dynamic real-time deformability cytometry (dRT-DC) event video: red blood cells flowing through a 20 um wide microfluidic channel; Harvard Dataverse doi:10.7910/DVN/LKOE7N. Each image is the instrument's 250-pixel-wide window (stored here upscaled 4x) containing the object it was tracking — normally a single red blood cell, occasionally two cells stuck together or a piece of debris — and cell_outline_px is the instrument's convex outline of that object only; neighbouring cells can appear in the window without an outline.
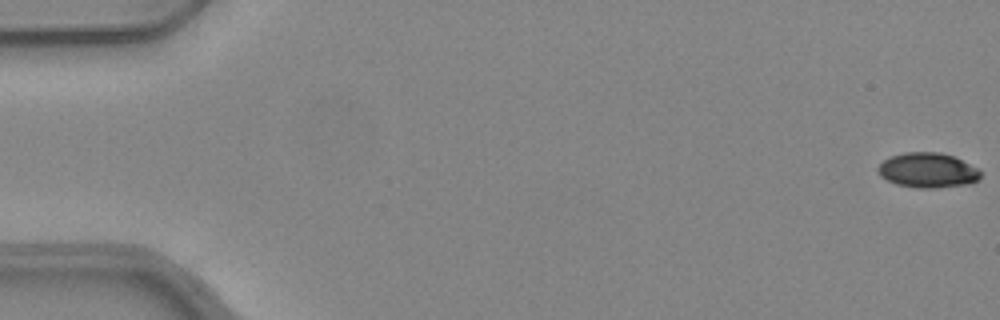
{"species": "common noctule bat (a hibernating species)", "species_latin": "Nyctalus noctula", "temperature_condition": "warm", "stored_images_in_passage": 11, "camera_frame_rate_fps": 3000, "um_per_image_px": 0.085, "animal": {"sex": "female", "body_mass_g": 24.6, "forearm_length_mm": 56.2}, "frame": {"image": 1, "passage_image": 1, "time_ms": 0.0, "image_size_px": [1000, 320], "cell_outline_px": [[980, 180], [968, 184], [936, 188], [916, 188], [896, 184], [880, 176], [876, 168], [888, 156], [904, 152], [940, 152], [952, 156], [980, 168]], "centroid_in_image_um": [78.86, 14.47], "position_along_channel_um": 6.1, "area_um2": 21.1}}